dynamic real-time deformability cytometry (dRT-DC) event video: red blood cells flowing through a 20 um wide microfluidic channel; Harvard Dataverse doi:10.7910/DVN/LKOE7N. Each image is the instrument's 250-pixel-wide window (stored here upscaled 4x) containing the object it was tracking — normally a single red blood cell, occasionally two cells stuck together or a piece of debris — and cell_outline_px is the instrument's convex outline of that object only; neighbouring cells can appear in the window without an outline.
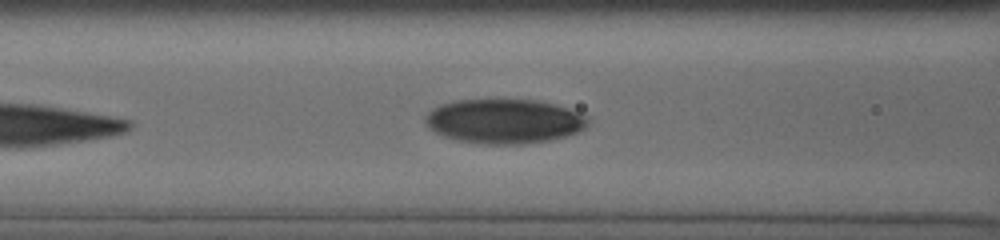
{"species": "human", "species_latin": "Homo sapiens", "temperature_condition": "cold", "stored_images_in_passage": 10, "camera_frame_rate_fps": 3000, "um_per_image_px": 0.085, "donor": {"sex": "male"}, "frame": {"image": 1, "passage_image": 9, "time_ms": 2.333, "image_size_px": [1000, 240], "cell_outline_px": [[588, 124], [584, 128], [576, 132], [564, 136], [548, 140], [524, 144], [484, 144], [456, 140], [444, 136], [428, 128], [424, 120], [424, 116], [432, 108], [440, 104], [456, 100], [532, 100], [552, 104], [588, 116]], "centroid_in_image_um": [42.79, 10.31], "position_along_channel_um": 123.8, "area_um2": 41.85}}